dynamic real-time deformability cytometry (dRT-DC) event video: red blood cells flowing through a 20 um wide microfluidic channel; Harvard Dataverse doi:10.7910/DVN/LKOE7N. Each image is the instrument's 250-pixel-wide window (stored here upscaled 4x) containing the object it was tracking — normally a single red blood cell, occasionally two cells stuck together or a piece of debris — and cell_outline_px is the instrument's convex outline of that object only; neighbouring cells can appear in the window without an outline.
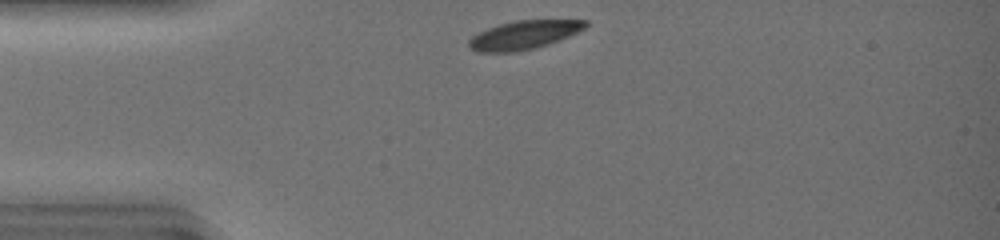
{"species": "common noctule bat (a hibernating species)", "species_latin": "Nyctalus noctula", "temperature_condition": "warm", "stored_images_in_passage": 31, "camera_frame_rate_fps": 3000, "um_per_image_px": 0.085, "animal": {"sex": "female", "body_mass_g": 19.0, "forearm_length_mm": 51.5}, "frame": {"image": 1, "passage_image": 1, "time_ms": 0.0, "image_size_px": [1000, 240], "cell_outline_px": [[588, 24], [584, 28], [568, 36], [548, 44], [536, 48], [516, 52], [476, 52], [468, 44], [468, 40], [472, 36], [496, 24], [516, 20], [588, 20]], "centroid_in_image_um": [44.5, 2.97], "position_along_channel_um": 40.5, "area_um2": 19.36}}
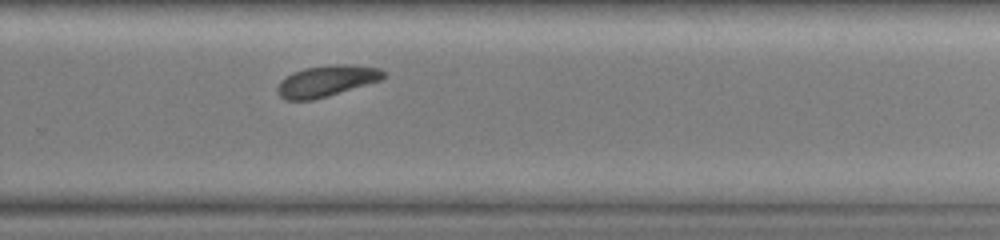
{"frame": {"image": 2, "passage_image": 22, "time_ms": 7.0, "image_size_px": [1000, 240], "cell_outline_px": [[388, 76], [380, 80], [328, 96], [312, 100], [284, 100], [276, 92], [276, 88], [280, 80], [292, 72], [304, 68], [332, 64], [348, 64], [380, 68], [388, 72]], "centroid_in_image_um": [27.75, 6.87], "position_along_channel_um": 302.0, "area_um2": 19.54}}
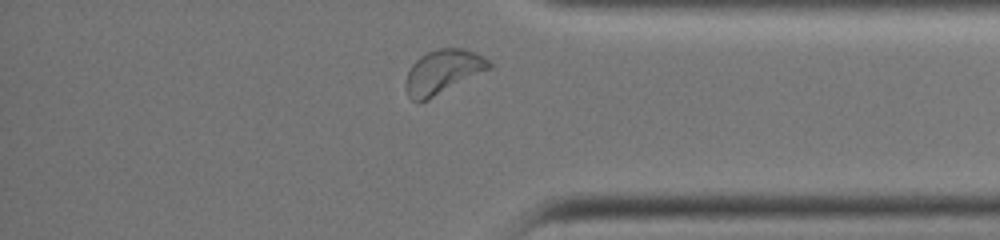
{"frame": {"image": 3, "passage_image": 29, "time_ms": 9.333, "image_size_px": [1000, 240], "cell_outline_px": [[492, 68], [428, 100], [412, 100], [408, 96], [404, 84], [408, 72], [412, 64], [420, 56], [428, 52], [440, 48], [464, 48], [476, 52], [484, 56], [492, 64]], "centroid_in_image_um": [37.67, 6.09], "position_along_channel_um": 397.5, "area_um2": 21.44}, "authors_computed_cell_mechanics": {"area_um2": 20.808, "velocity_mm_per_s": 4.1539, "shape_relaxation_time_tau1_ms": 1.8943, "shape_relaxation_time_tau2_ms": 7.4764, "deformation_change_tau1": 0.0794, "deformation_change_tau2": 0.0919}}